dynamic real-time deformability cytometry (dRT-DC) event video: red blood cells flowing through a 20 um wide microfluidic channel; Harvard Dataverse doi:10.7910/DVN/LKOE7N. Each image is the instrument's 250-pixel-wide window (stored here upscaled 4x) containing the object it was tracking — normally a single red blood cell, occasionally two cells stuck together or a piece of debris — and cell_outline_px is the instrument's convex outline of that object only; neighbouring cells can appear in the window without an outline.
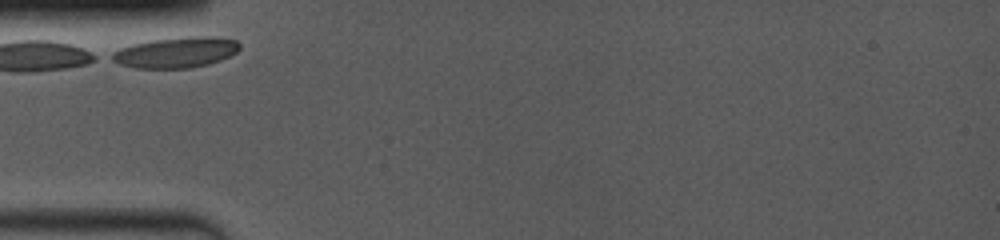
{"species": "common noctule bat (a hibernating species)", "species_latin": "Nyctalus noctula", "temperature_condition": "room temperature", "stored_images_in_passage": 10, "camera_frame_rate_fps": 4000, "um_per_image_px": 0.085, "animal": {"sex": "female", "body_mass_g": 19.0, "forearm_length_mm": 53.3}, "frame": {"image": 1, "passage_image": 1, "time_ms": 0.0, "image_size_px": [1000, 240], "cell_outline_px": [[240, 48], [236, 52], [220, 60], [208, 64], [192, 68], [132, 68], [120, 64], [104, 56], [120, 48], [132, 44], [152, 40], [192, 36], [212, 36], [236, 40], [240, 44]], "centroid_in_image_um": [14.9, 4.46], "position_along_channel_um": 70.1, "area_um2": 23.0}}
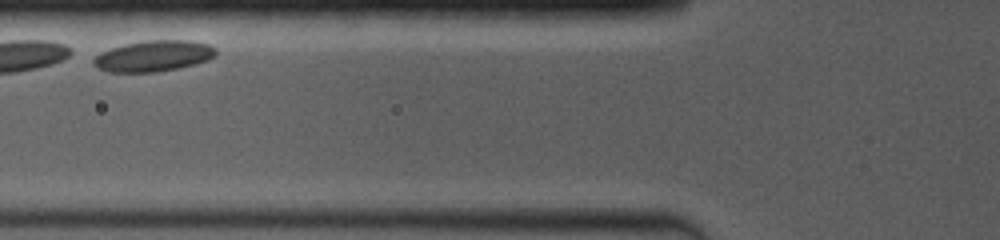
{"frame": {"image": 2, "passage_image": 2, "time_ms": 1.25, "image_size_px": [1000, 240], "cell_outline_px": [[216, 56], [208, 60], [196, 64], [156, 72], [108, 72], [96, 68], [92, 64], [92, 60], [100, 52], [124, 44], [144, 40], [188, 40], [208, 44], [216, 48]], "centroid_in_image_um": [13.03, 4.76], "position_along_channel_um": 112.8, "area_um2": 22.25}}
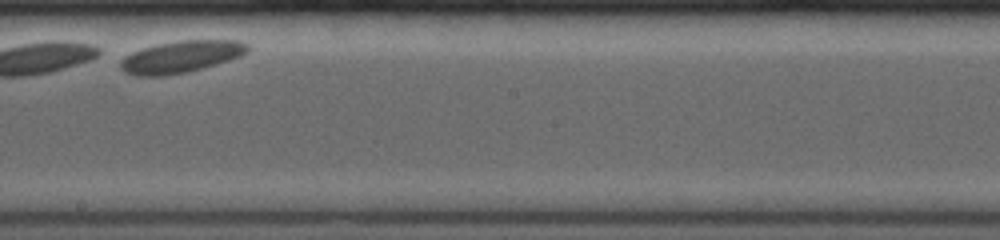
{"frame": {"image": 3, "passage_image": 5, "time_ms": 4.75, "image_size_px": [1000, 240], "cell_outline_px": [[248, 52], [240, 56], [216, 64], [188, 72], [164, 76], [136, 76], [124, 72], [120, 68], [120, 60], [124, 56], [140, 48], [156, 44], [180, 40], [240, 40], [248, 44]], "centroid_in_image_um": [15.35, 4.82], "position_along_channel_um": 232.8, "area_um2": 23.87}}